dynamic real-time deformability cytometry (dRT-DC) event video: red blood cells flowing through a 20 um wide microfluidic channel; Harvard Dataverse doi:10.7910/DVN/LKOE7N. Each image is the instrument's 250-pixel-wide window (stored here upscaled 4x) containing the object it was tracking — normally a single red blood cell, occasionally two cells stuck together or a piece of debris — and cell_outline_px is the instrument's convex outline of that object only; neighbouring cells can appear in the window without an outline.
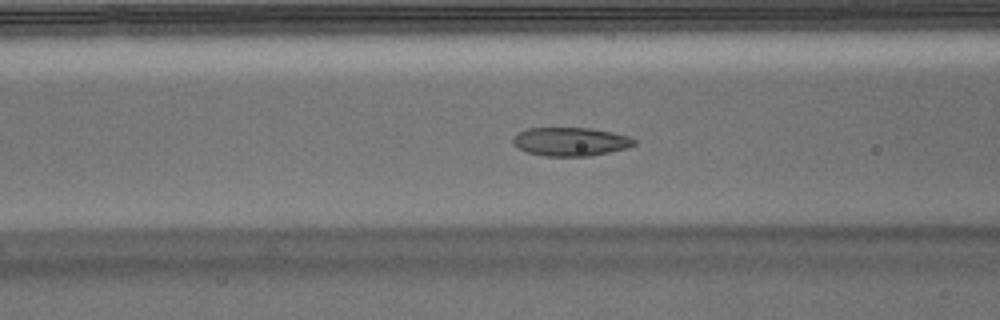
{"species": "Egyptian fruit bat (a non-hibernating species)", "species_latin": "Rousettus aegyptiacus", "temperature_condition": "warm", "stored_images_in_passage": 53, "camera_frame_rate_fps": 3000, "um_per_image_px": 0.085, "animal": {"sex": "male"}, "frame": {"image": 1, "passage_image": 20, "time_ms": 6.333, "image_size_px": [1000, 320], "cell_outline_px": [[636, 144], [628, 148], [588, 156], [544, 156], [528, 152], [512, 144], [512, 136], [516, 132], [524, 128], [592, 128], [612, 132], [628, 136], [636, 140]], "centroid_in_image_um": [48.46, 12.03], "position_along_channel_um": 118.1, "area_um2": 20.35}}
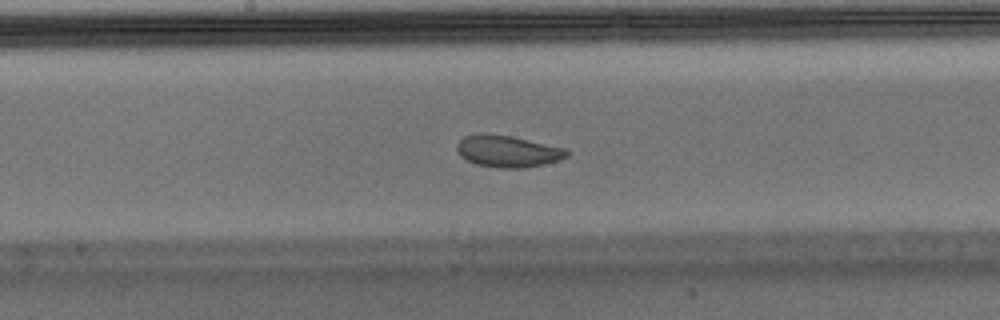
{"frame": {"image": 2, "passage_image": 27, "time_ms": 8.667, "image_size_px": [1000, 320], "cell_outline_px": [[568, 156], [544, 164], [524, 168], [500, 168], [476, 164], [460, 156], [456, 148], [456, 144], [464, 136], [512, 136], [568, 148]], "centroid_in_image_um": [43.21, 12.89], "position_along_channel_um": 205.0, "area_um2": 19.83}}
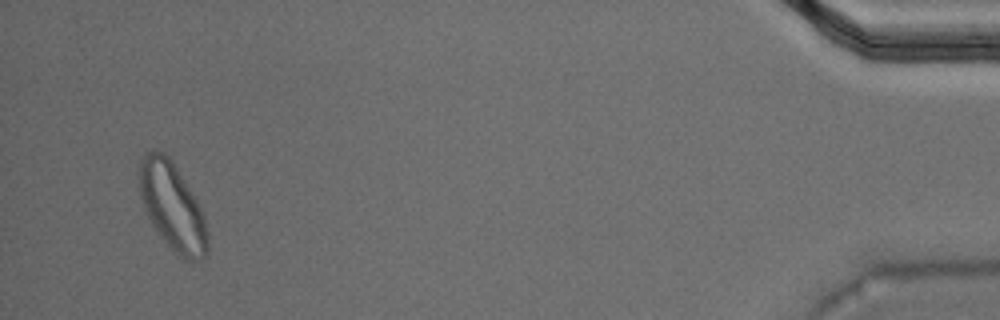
{"frame": {"image": 3, "passage_image": 51, "time_ms": 16.667, "image_size_px": [1000, 320], "cell_outline_px": [[208, 256], [200, 260], [184, 260], [172, 252], [160, 236], [152, 224], [144, 208], [140, 196], [140, 160], [144, 152], [152, 148], [156, 148], [164, 152], [172, 160], [196, 200], [204, 216], [208, 232]], "centroid_in_image_um": [14.66, 17.57], "position_along_channel_um": 420.5, "area_um2": 35.08}, "authors_computed_cell_mechanics": {"area_um2": 21.3282, "velocity_mm_per_s": 3.7145, "shape_relaxation_time_tau1_ms": 7.9267, "shape_relaxation_time_tau2_ms": 1.9305, "deformation_change_tau1": 0.1599, "deformation_change_tau2": 0.0586}}